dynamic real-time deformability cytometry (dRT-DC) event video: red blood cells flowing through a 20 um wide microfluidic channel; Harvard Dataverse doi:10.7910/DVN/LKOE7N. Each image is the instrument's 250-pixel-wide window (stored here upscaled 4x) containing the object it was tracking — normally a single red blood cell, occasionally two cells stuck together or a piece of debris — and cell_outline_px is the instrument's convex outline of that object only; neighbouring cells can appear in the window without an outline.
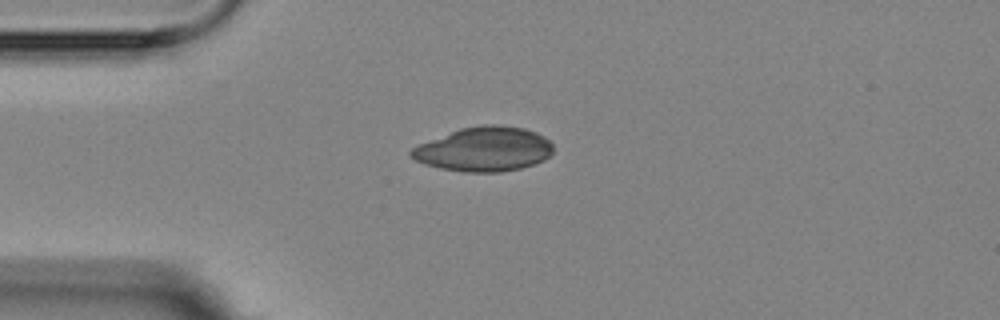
{"species": "Egyptian fruit bat (a non-hibernating species)", "species_latin": "Rousettus aegyptiacus", "temperature_condition": "room temperature", "stored_images_in_passage": 2, "camera_frame_rate_fps": 3000, "um_per_image_px": 0.085, "animal": {"sex": "female"}, "frame": {"image": 1, "passage_image": 1, "time_ms": 0.0, "image_size_px": [1000, 320], "cell_outline_px": [[552, 152], [544, 160], [520, 168], [500, 172], [464, 172], [440, 168], [424, 164], [408, 156], [408, 152], [412, 148], [420, 144], [460, 128], [484, 124], [496, 124], [524, 128], [536, 132], [544, 136], [552, 144]], "centroid_in_image_um": [41.13, 12.68], "position_along_channel_um": 43.9, "area_um2": 36.65}}